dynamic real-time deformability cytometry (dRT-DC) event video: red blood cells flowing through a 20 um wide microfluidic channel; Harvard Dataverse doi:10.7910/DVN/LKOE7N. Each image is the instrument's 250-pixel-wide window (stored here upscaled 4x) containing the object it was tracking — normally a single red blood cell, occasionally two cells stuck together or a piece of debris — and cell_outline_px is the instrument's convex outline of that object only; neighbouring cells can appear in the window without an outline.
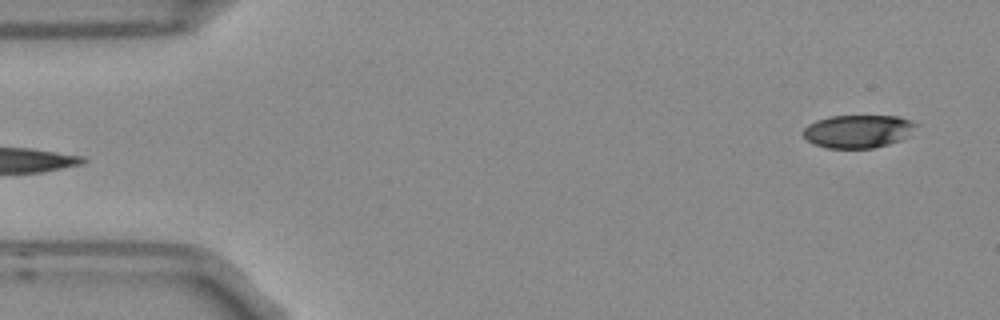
{"species": "Egyptian fruit bat (a non-hibernating species)", "species_latin": "Rousettus aegyptiacus", "temperature_condition": "room temperature", "stored_images_in_passage": 5, "segment_of_instrument_passage": [2, 2], "camera_frame_rate_fps": 3000, "um_per_image_px": 0.085, "frame": {"image": 1, "passage_image": 5, "time_ms": 1.333, "image_size_px": [1000, 320], "cell_outline_px": [[920, 124], [908, 136], [900, 140], [888, 144], [872, 148], [828, 148], [812, 144], [800, 132], [808, 124], [816, 120], [828, 116], [900, 116]], "centroid_in_image_um": [72.93, 11.15], "position_along_channel_um": 12.1, "area_um2": 21.96}}